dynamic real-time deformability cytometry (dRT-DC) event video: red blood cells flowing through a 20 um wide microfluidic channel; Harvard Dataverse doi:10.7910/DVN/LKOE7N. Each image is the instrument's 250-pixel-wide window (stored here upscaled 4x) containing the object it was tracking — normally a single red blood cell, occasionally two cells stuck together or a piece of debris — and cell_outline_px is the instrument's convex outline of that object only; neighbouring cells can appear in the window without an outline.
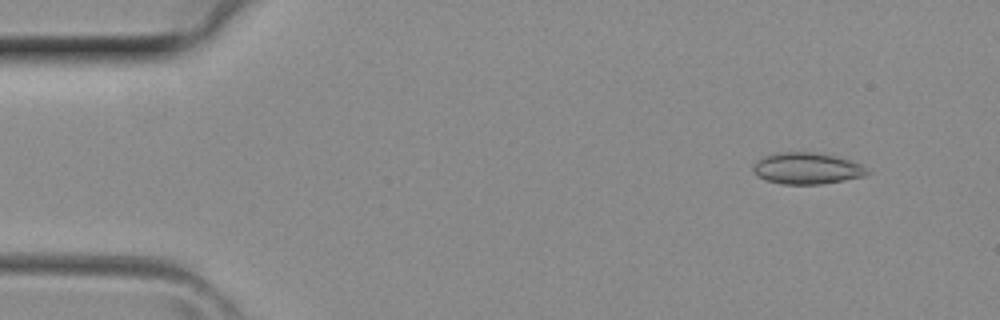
{"species": "common noctule bat (a hibernating species)", "species_latin": "Nyctalus noctula", "temperature_condition": "room temperature", "stored_images_in_passage": 40, "camera_frame_rate_fps": 3000, "um_per_image_px": 0.085, "animal": {"sex": "female", "body_mass_g": 29.2, "forearm_length_mm": 56.3}, "frame": {"image": 1, "passage_image": 4, "time_ms": 1.0, "image_size_px": [1000, 320], "cell_outline_px": [[872, 172], [864, 176], [844, 180], [820, 184], [780, 184], [768, 180], [752, 172], [752, 164], [756, 160], [772, 152], [816, 152], [836, 156], [860, 164]], "centroid_in_image_um": [68.56, 14.3], "position_along_channel_um": 16.4, "area_um2": 21.04}}
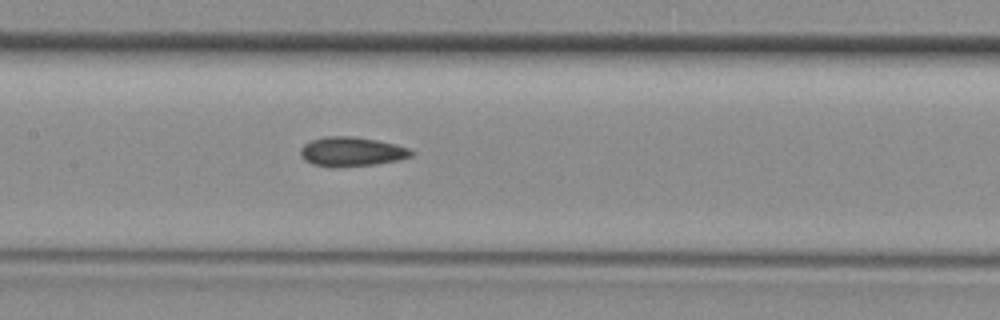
{"frame": {"image": 2, "passage_image": 19, "time_ms": 6.0, "image_size_px": [1000, 320], "cell_outline_px": [[416, 152], [412, 156], [400, 160], [376, 164], [340, 168], [332, 168], [312, 164], [304, 160], [300, 156], [300, 148], [304, 144], [312, 140], [328, 136], [352, 136], [376, 140], [396, 144], [408, 148]], "centroid_in_image_um": [29.89, 12.91], "position_along_channel_um": 177.5, "area_um2": 19.31}}
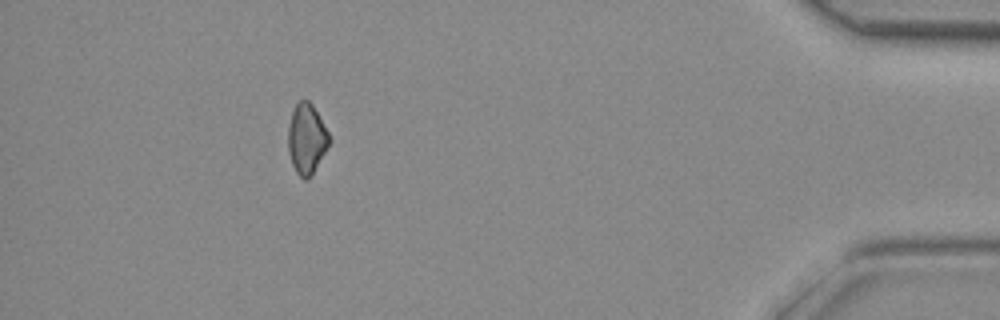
{"frame": {"image": 3, "passage_image": 36, "time_ms": 11.667, "image_size_px": [1000, 320], "cell_outline_px": [[332, 140], [308, 180], [304, 180], [296, 172], [292, 164], [288, 152], [288, 128], [292, 112], [296, 104], [300, 100], [308, 100], [312, 104], [328, 132]], "centroid_in_image_um": [26.06, 11.81], "position_along_channel_um": 409.1, "area_um2": 16.7}}